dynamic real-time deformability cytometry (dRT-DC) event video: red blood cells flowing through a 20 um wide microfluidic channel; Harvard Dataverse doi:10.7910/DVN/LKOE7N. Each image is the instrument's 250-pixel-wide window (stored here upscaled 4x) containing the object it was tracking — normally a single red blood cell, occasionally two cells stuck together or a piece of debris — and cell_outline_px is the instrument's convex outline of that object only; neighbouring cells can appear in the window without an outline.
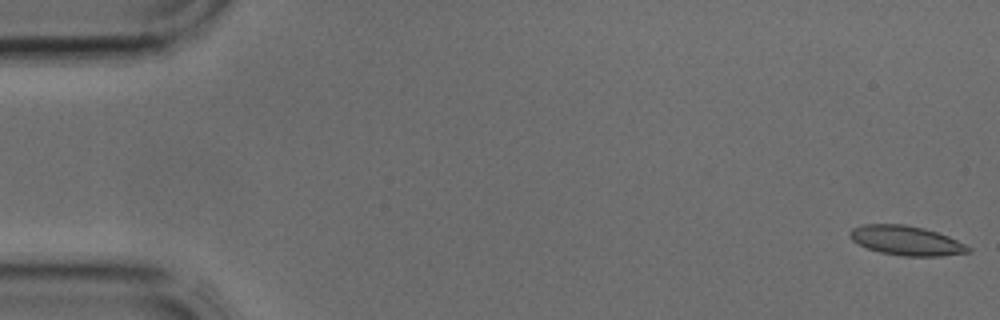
{"species": "common noctule bat (a hibernating species)", "species_latin": "Nyctalus noctula", "temperature_condition": "cold", "stored_images_in_passage": 2, "camera_frame_rate_fps": 3000, "um_per_image_px": 0.085, "animal": {"sex": "male", "body_mass_g": 17.9, "forearm_length_mm": 54.2}, "frame": {"image": 1, "passage_image": 1, "time_ms": 0.0, "image_size_px": [1000, 320], "cell_outline_px": [[972, 252], [940, 256], [904, 256], [880, 252], [868, 248], [852, 240], [848, 236], [848, 232], [852, 228], [864, 224], [904, 224], [924, 228], [948, 236], [972, 248]], "centroid_in_image_um": [77.03, 20.44], "position_along_channel_um": 8.0, "area_um2": 20.29}}